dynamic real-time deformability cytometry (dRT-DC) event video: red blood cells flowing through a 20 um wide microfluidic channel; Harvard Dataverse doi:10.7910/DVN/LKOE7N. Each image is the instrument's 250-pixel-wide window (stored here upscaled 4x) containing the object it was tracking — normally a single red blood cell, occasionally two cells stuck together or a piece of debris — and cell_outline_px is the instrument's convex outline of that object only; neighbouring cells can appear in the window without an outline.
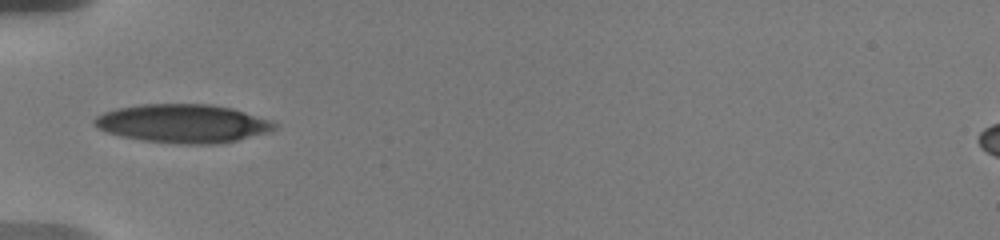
{"species": "human", "species_latin": "Homo sapiens", "temperature_condition": "warm", "stored_images_in_passage": 32, "camera_frame_rate_fps": 3000, "um_per_image_px": 0.085, "donor": {"sex": "male"}, "frame": {"image": 1, "passage_image": 1, "time_ms": 0.0, "image_size_px": [1000, 240], "cell_outline_px": [[280, 124], [276, 128], [268, 132], [236, 140], [216, 144], [180, 144], [144, 140], [120, 136], [108, 132], [92, 124], [92, 120], [96, 116], [104, 112], [116, 108], [140, 104], [212, 104], [232, 108], [272, 120]], "centroid_in_image_um": [15.56, 10.49], "position_along_channel_um": 69.4, "area_um2": 40.52}}
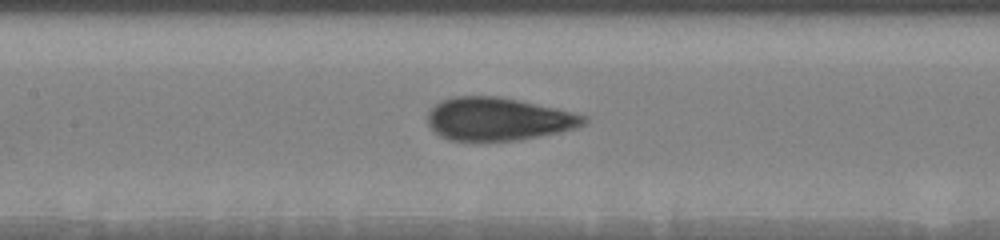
{"frame": {"image": 2, "passage_image": 8, "time_ms": 2.667, "image_size_px": [1000, 240], "cell_outline_px": [[588, 120], [584, 124], [576, 128], [560, 132], [540, 136], [516, 140], [448, 140], [440, 136], [428, 124], [428, 112], [440, 100], [452, 96], [500, 96], [556, 108], [572, 112], [584, 116]], "centroid_in_image_um": [42.33, 10.11], "position_along_channel_um": 165.1, "area_um2": 38.9}}
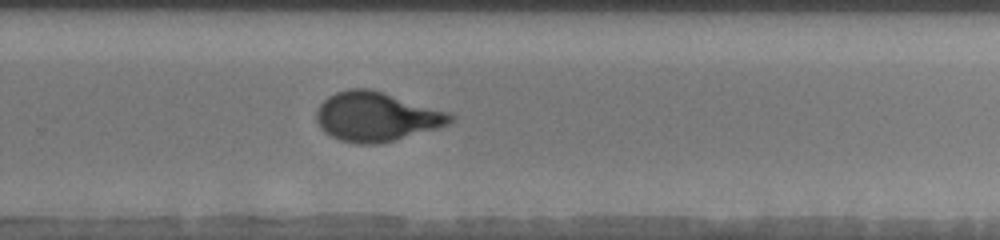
{"frame": {"image": 3, "passage_image": 19, "time_ms": 6.333, "image_size_px": [1000, 240], "cell_outline_px": [[456, 116], [448, 124], [436, 128], [392, 140], [376, 144], [356, 144], [340, 140], [324, 132], [320, 128], [316, 120], [316, 112], [320, 104], [328, 96], [336, 92], [348, 88], [368, 88], [384, 92], [452, 112]], "centroid_in_image_um": [31.99, 9.9], "position_along_channel_um": 297.8, "area_um2": 38.49}, "authors_computed_cell_mechanics": {"area_um2": 38.8127, "velocity_mm_per_s": 3.6353, "shape_relaxation_time_tau1_ms": 5.7778, "shape_relaxation_time_tau2_ms": null, "deformation_change_tau1": 0.2254, "deformation_change_tau2": null}}